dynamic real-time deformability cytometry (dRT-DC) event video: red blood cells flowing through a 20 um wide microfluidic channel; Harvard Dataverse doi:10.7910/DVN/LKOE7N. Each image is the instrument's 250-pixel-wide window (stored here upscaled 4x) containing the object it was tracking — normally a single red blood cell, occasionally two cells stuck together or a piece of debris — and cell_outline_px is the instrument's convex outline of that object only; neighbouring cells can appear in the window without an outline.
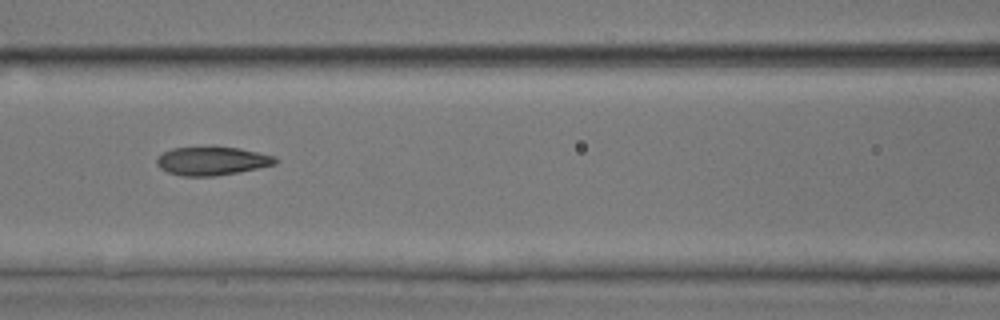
{"species": "common noctule bat (a hibernating species)", "species_latin": "Nyctalus noctula", "temperature_condition": "room temperature", "stored_images_in_passage": 8, "camera_frame_rate_fps": 3000, "um_per_image_px": 0.085, "animal": {"sex": "male", "body_mass_g": 17.9, "forearm_length_mm": 54.2}, "frame": {"image": 1, "passage_image": 7, "time_ms": 7.0, "image_size_px": [1000, 320], "cell_outline_px": [[276, 164], [216, 176], [184, 176], [168, 172], [160, 168], [156, 164], [156, 160], [164, 152], [172, 148], [212, 144], [240, 148], [276, 156]], "centroid_in_image_um": [18.0, 13.63], "position_along_channel_um": 148.6, "area_um2": 20.17}}